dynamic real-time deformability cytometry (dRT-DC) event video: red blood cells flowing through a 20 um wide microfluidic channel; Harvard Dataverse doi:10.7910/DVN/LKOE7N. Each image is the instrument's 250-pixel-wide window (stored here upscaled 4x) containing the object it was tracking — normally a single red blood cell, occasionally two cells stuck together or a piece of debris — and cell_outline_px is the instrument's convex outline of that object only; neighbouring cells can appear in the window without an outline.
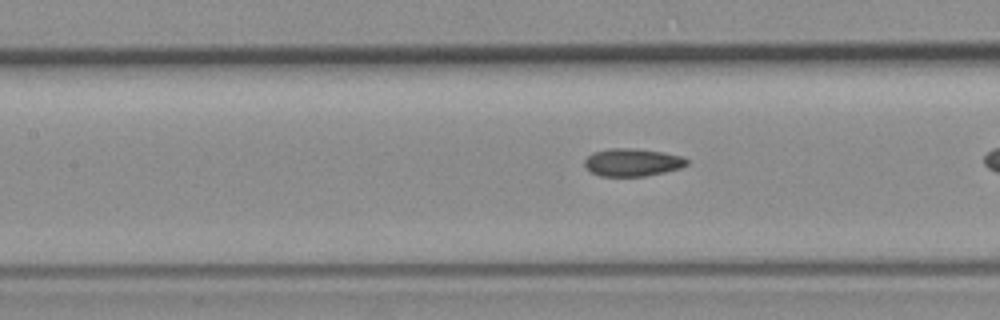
{"species": "common noctule bat (a hibernating species)", "species_latin": "Nyctalus noctula", "temperature_condition": "room temperature", "stored_images_in_passage": 11, "camera_frame_rate_fps": 3000, "um_per_image_px": 0.085, "animal": {"sex": "female", "body_mass_g": 19.3, "forearm_length_mm": 54.1}, "frame": {"image": 1, "passage_image": 5, "time_ms": 1.333, "image_size_px": [1000, 320], "cell_outline_px": [[688, 164], [680, 168], [664, 172], [644, 176], [600, 176], [592, 172], [584, 164], [584, 160], [592, 152], [608, 148], [636, 148], [664, 152], [684, 156], [688, 160]], "centroid_in_image_um": [53.77, 13.78], "position_along_channel_um": 153.6, "area_um2": 16.65}}